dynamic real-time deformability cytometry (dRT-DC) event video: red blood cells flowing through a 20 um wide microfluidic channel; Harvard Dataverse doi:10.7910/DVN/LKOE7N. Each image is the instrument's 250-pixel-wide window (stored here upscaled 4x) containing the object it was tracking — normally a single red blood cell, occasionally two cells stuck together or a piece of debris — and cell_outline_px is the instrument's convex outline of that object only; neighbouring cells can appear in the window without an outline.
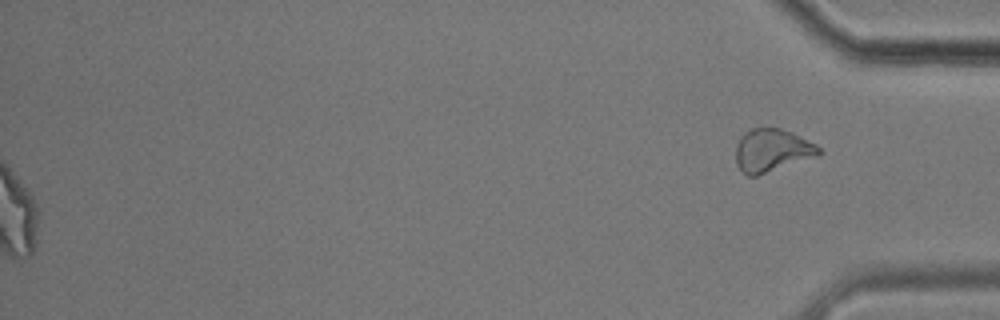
{"species": "common noctule bat (a hibernating species)", "species_latin": "Nyctalus noctula", "temperature_condition": "cold", "stored_images_in_passage": 56, "segment_of_instrument_passage": [2, 2], "camera_frame_rate_fps": 3000, "um_per_image_px": 0.085, "animal": {"sex": "male", "body_mass_g": 17.9}, "frame": {"image": 1, "passage_image": 56, "time_ms": 18.333, "image_size_px": [1000, 320], "cell_outline_px": [[824, 152], [820, 156], [756, 176], [748, 176], [736, 164], [736, 144], [740, 136], [744, 132], [752, 128], [780, 128], [792, 132], [816, 144]], "centroid_in_image_um": [65.65, 12.78], "position_along_channel_um": 369.5, "area_um2": 21.04}}